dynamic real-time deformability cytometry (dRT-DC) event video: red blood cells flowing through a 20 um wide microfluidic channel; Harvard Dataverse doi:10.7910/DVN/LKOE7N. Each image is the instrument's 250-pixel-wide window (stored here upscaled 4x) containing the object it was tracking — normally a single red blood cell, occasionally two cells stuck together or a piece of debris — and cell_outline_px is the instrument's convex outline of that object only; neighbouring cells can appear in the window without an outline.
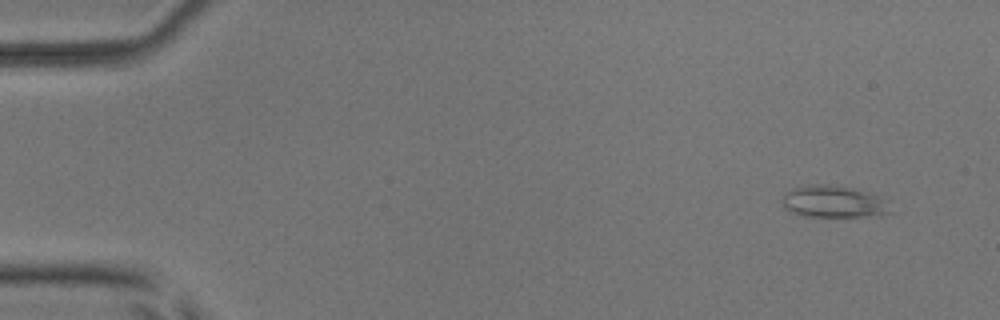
{"species": "common noctule bat (a hibernating species)", "species_latin": "Nyctalus noctula", "temperature_condition": "room temperature", "stored_images_in_passage": 4, "camera_frame_rate_fps": 3000, "um_per_image_px": 0.085, "animal": {"sex": "male", "body_mass_g": 17.9, "forearm_length_mm": 54.2}, "frame": {"image": 1, "passage_image": 4, "time_ms": 3.667, "image_size_px": [1000, 320], "cell_outline_px": [[892, 212], [880, 216], [804, 216], [788, 212], [784, 208], [780, 200], [784, 192], [792, 188], [808, 184], [828, 184], [852, 188], [880, 196]], "centroid_in_image_um": [70.77, 17.14], "position_along_channel_um": 14.2, "area_um2": 20.35}}